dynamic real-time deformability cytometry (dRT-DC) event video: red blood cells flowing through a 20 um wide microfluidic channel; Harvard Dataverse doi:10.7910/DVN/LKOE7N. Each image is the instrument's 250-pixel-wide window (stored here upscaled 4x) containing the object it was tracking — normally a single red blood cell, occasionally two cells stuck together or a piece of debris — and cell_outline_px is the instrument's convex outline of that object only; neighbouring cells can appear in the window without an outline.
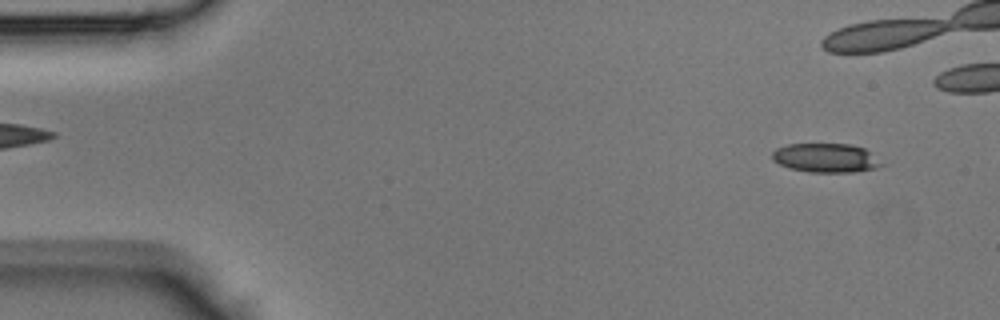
{"species": "Egyptian fruit bat (a non-hibernating species)", "species_latin": "Rousettus aegyptiacus", "temperature_condition": "room temperature", "stored_images_in_passage": 9, "camera_frame_rate_fps": 3000, "um_per_image_px": 0.085, "animal": {"sex": "male"}, "frame": {"image": 1, "passage_image": 3, "time_ms": 0.667, "image_size_px": [1000, 320], "cell_outline_px": [[884, 164], [876, 168], [852, 172], [808, 172], [788, 168], [772, 160], [772, 152], [776, 148], [788, 144], [848, 144], [864, 148]], "centroid_in_image_um": [70.15, 13.42], "position_along_channel_um": 14.8, "area_um2": 18.44}}